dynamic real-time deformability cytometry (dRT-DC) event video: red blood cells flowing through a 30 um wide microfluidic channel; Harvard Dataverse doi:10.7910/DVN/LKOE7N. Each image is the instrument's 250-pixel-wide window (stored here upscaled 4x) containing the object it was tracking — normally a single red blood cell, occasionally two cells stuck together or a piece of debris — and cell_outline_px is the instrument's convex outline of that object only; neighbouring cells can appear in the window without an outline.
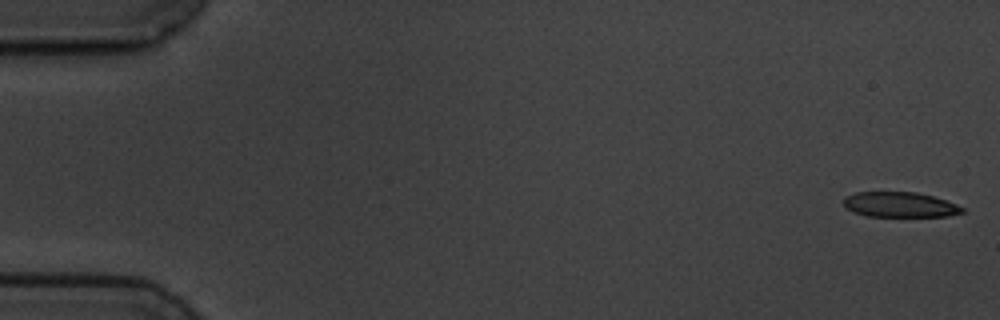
{"species": "common noctule bat (a hibernating species)", "species_latin": "Nyctalus noctula", "temperature_condition": "cold", "stored_images_in_passage": 5, "camera_frame_rate_fps": 3000, "um_per_image_px": 0.085, "animal": {"sex": "male", "body_mass_g": 19.5, "forearm_length_mm": 54.6}, "frame": {"image": 1, "passage_image": 1, "time_ms": 0.0, "image_size_px": [1000, 320], "cell_outline_px": [[964, 212], [948, 216], [864, 216], [852, 212], [844, 208], [844, 196], [856, 192], [916, 192], [932, 196], [956, 204], [964, 208]], "centroid_in_image_um": [76.43, 17.4], "position_along_channel_um": 8.6, "area_um2": 17.46}}
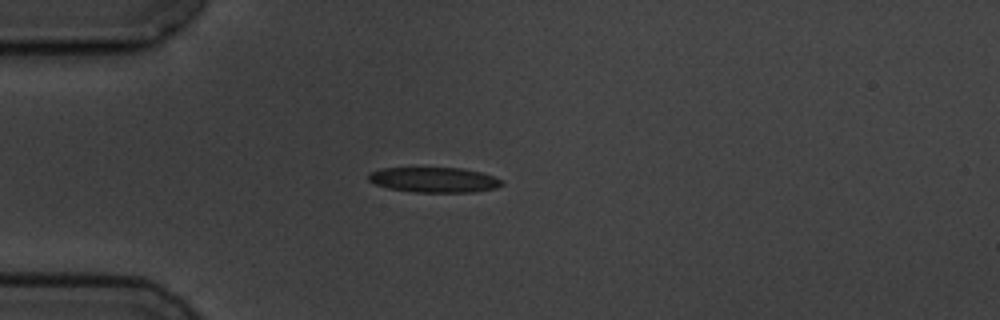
{"frame": {"image": 2, "passage_image": 5, "time_ms": 4.667, "image_size_px": [1000, 320], "cell_outline_px": [[504, 184], [496, 188], [476, 192], [412, 192], [388, 188], [376, 184], [368, 180], [368, 172], [384, 168], [460, 168], [480, 172], [504, 180]], "centroid_in_image_um": [36.91, 15.29], "position_along_channel_um": 48.1, "area_um2": 19.59}}